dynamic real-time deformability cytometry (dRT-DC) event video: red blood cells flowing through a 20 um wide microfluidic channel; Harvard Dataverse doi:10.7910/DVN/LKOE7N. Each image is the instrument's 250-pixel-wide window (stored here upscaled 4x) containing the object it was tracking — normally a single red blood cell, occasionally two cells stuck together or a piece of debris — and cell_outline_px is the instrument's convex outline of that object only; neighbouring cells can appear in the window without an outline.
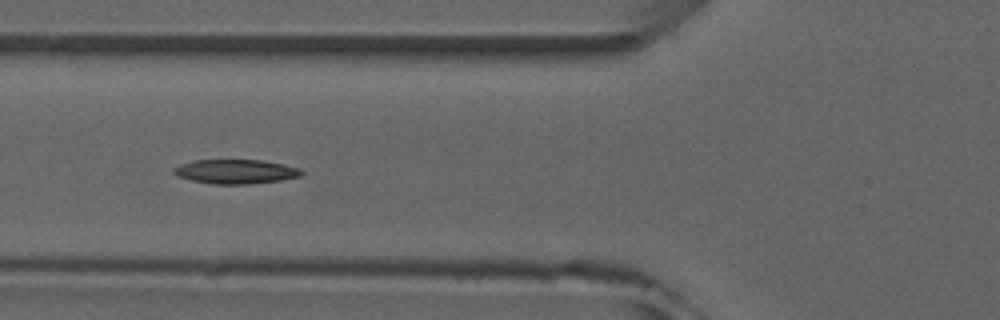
{"species": "common noctule bat (a hibernating species)", "species_latin": "Nyctalus noctula", "temperature_condition": "room temperature", "stored_images_in_passage": 8, "camera_frame_rate_fps": 3000, "um_per_image_px": 0.085, "animal": {"sex": "male", "forearm_length_mm": 52.5}, "frame": {"image": 1, "passage_image": 5, "time_ms": 4.667, "image_size_px": [1000, 320], "cell_outline_px": [[304, 172], [300, 176], [280, 180], [248, 184], [212, 184], [192, 180], [176, 176], [172, 172], [172, 168], [180, 164], [192, 160], [260, 160], [284, 164], [300, 168]], "centroid_in_image_um": [20.0, 14.58], "position_along_channel_um": 105.8, "area_um2": 18.15}}
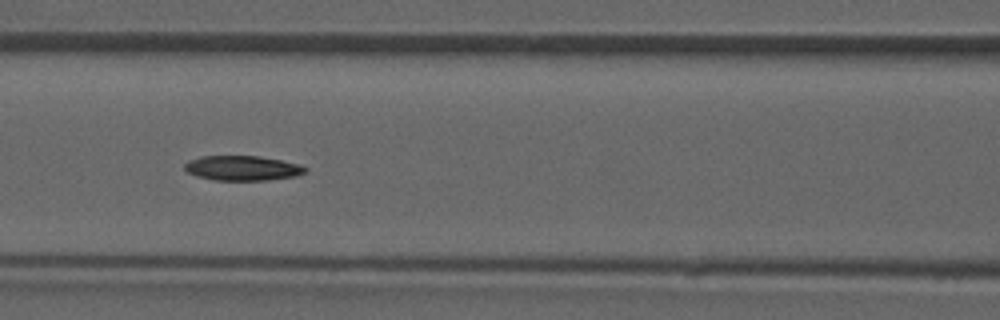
{"frame": {"image": 2, "passage_image": 6, "time_ms": 5.667, "image_size_px": [1000, 320], "cell_outline_px": [[308, 168], [304, 172], [296, 176], [268, 180], [212, 180], [196, 176], [188, 172], [184, 168], [184, 164], [188, 160], [200, 156], [260, 156], [300, 164]], "centroid_in_image_um": [20.58, 14.29], "position_along_channel_um": 146.0, "area_um2": 17.51}}